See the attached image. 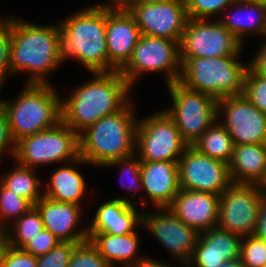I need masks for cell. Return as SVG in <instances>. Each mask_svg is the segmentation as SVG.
I'll return each instance as SVG.
<instances>
[{
    "label": "cell",
    "mask_w": 266,
    "mask_h": 267,
    "mask_svg": "<svg viewBox=\"0 0 266 267\" xmlns=\"http://www.w3.org/2000/svg\"><path fill=\"white\" fill-rule=\"evenodd\" d=\"M125 267H169V265L158 262L157 260L154 261L152 259L145 258L143 261L137 262L135 264H131Z\"/></svg>",
    "instance_id": "ee69618b"
},
{
    "label": "cell",
    "mask_w": 266,
    "mask_h": 267,
    "mask_svg": "<svg viewBox=\"0 0 266 267\" xmlns=\"http://www.w3.org/2000/svg\"><path fill=\"white\" fill-rule=\"evenodd\" d=\"M253 1L258 2L263 6H266V0H253Z\"/></svg>",
    "instance_id": "681fc988"
},
{
    "label": "cell",
    "mask_w": 266,
    "mask_h": 267,
    "mask_svg": "<svg viewBox=\"0 0 266 267\" xmlns=\"http://www.w3.org/2000/svg\"><path fill=\"white\" fill-rule=\"evenodd\" d=\"M245 238L247 241L241 242L240 263L244 267H263L266 264V241L255 235Z\"/></svg>",
    "instance_id": "836d02e7"
},
{
    "label": "cell",
    "mask_w": 266,
    "mask_h": 267,
    "mask_svg": "<svg viewBox=\"0 0 266 267\" xmlns=\"http://www.w3.org/2000/svg\"><path fill=\"white\" fill-rule=\"evenodd\" d=\"M11 18L0 19V88L4 76L10 72Z\"/></svg>",
    "instance_id": "d590c367"
},
{
    "label": "cell",
    "mask_w": 266,
    "mask_h": 267,
    "mask_svg": "<svg viewBox=\"0 0 266 267\" xmlns=\"http://www.w3.org/2000/svg\"><path fill=\"white\" fill-rule=\"evenodd\" d=\"M134 17L141 35L163 37L180 43L188 20L185 0L119 5Z\"/></svg>",
    "instance_id": "4fadbf2b"
},
{
    "label": "cell",
    "mask_w": 266,
    "mask_h": 267,
    "mask_svg": "<svg viewBox=\"0 0 266 267\" xmlns=\"http://www.w3.org/2000/svg\"><path fill=\"white\" fill-rule=\"evenodd\" d=\"M147 71H164L167 85L178 82L181 75L179 42L141 35L130 60L119 72L132 87L138 74Z\"/></svg>",
    "instance_id": "9c48e42d"
},
{
    "label": "cell",
    "mask_w": 266,
    "mask_h": 267,
    "mask_svg": "<svg viewBox=\"0 0 266 267\" xmlns=\"http://www.w3.org/2000/svg\"><path fill=\"white\" fill-rule=\"evenodd\" d=\"M254 235L266 241V193H263Z\"/></svg>",
    "instance_id": "60d3db41"
},
{
    "label": "cell",
    "mask_w": 266,
    "mask_h": 267,
    "mask_svg": "<svg viewBox=\"0 0 266 267\" xmlns=\"http://www.w3.org/2000/svg\"><path fill=\"white\" fill-rule=\"evenodd\" d=\"M249 64L258 75L266 77V44L260 48V51Z\"/></svg>",
    "instance_id": "b9f144b4"
},
{
    "label": "cell",
    "mask_w": 266,
    "mask_h": 267,
    "mask_svg": "<svg viewBox=\"0 0 266 267\" xmlns=\"http://www.w3.org/2000/svg\"><path fill=\"white\" fill-rule=\"evenodd\" d=\"M188 146L165 111L137 122L136 149L141 161L178 162Z\"/></svg>",
    "instance_id": "30bf717a"
},
{
    "label": "cell",
    "mask_w": 266,
    "mask_h": 267,
    "mask_svg": "<svg viewBox=\"0 0 266 267\" xmlns=\"http://www.w3.org/2000/svg\"><path fill=\"white\" fill-rule=\"evenodd\" d=\"M135 156L132 155L130 157L127 158H123V159H118V160H114L111 161L107 164H105L104 166H116V165H125V168H123L122 174L124 175V173L127 176V173H131L130 175H132V179L131 182L128 186L129 189H132L133 186H138L136 190L142 189V180H141V174H140V169H141V160H139V157L137 160H134ZM122 175V176H123ZM123 187H127L126 185H123ZM134 188V187H133Z\"/></svg>",
    "instance_id": "f35d334b"
},
{
    "label": "cell",
    "mask_w": 266,
    "mask_h": 267,
    "mask_svg": "<svg viewBox=\"0 0 266 267\" xmlns=\"http://www.w3.org/2000/svg\"><path fill=\"white\" fill-rule=\"evenodd\" d=\"M243 95L266 113V77L258 75L250 66L244 76Z\"/></svg>",
    "instance_id": "f546056e"
},
{
    "label": "cell",
    "mask_w": 266,
    "mask_h": 267,
    "mask_svg": "<svg viewBox=\"0 0 266 267\" xmlns=\"http://www.w3.org/2000/svg\"><path fill=\"white\" fill-rule=\"evenodd\" d=\"M33 205L26 199L18 196L13 191L8 190L0 183V219L8 217L13 219L20 218L27 213ZM15 217V218H14Z\"/></svg>",
    "instance_id": "1f68e13d"
},
{
    "label": "cell",
    "mask_w": 266,
    "mask_h": 267,
    "mask_svg": "<svg viewBox=\"0 0 266 267\" xmlns=\"http://www.w3.org/2000/svg\"><path fill=\"white\" fill-rule=\"evenodd\" d=\"M188 18L179 48L180 58L238 56L242 43L219 21Z\"/></svg>",
    "instance_id": "7c38bea8"
},
{
    "label": "cell",
    "mask_w": 266,
    "mask_h": 267,
    "mask_svg": "<svg viewBox=\"0 0 266 267\" xmlns=\"http://www.w3.org/2000/svg\"><path fill=\"white\" fill-rule=\"evenodd\" d=\"M238 5L239 7H236L237 9L243 10L244 13L248 11L247 16H244L239 12L236 13V15L229 13L225 16V19L221 21L219 20V22L241 43H243L242 38L246 36L245 34L257 33L258 35L262 34L266 37V6H263L253 0H237V6ZM253 12L255 14L257 13L256 15L258 16L252 17L251 13Z\"/></svg>",
    "instance_id": "484cf974"
},
{
    "label": "cell",
    "mask_w": 266,
    "mask_h": 267,
    "mask_svg": "<svg viewBox=\"0 0 266 267\" xmlns=\"http://www.w3.org/2000/svg\"><path fill=\"white\" fill-rule=\"evenodd\" d=\"M244 237L218 226L200 233L193 255L186 265L195 261L197 267H218L226 261H240L241 242Z\"/></svg>",
    "instance_id": "d6986e66"
},
{
    "label": "cell",
    "mask_w": 266,
    "mask_h": 267,
    "mask_svg": "<svg viewBox=\"0 0 266 267\" xmlns=\"http://www.w3.org/2000/svg\"><path fill=\"white\" fill-rule=\"evenodd\" d=\"M14 159L30 168L62 160L88 164L80 157L79 134L63 121L52 128L17 141Z\"/></svg>",
    "instance_id": "52a82bcc"
},
{
    "label": "cell",
    "mask_w": 266,
    "mask_h": 267,
    "mask_svg": "<svg viewBox=\"0 0 266 267\" xmlns=\"http://www.w3.org/2000/svg\"><path fill=\"white\" fill-rule=\"evenodd\" d=\"M0 267H37V257L23 249L8 245L0 261Z\"/></svg>",
    "instance_id": "74e56055"
},
{
    "label": "cell",
    "mask_w": 266,
    "mask_h": 267,
    "mask_svg": "<svg viewBox=\"0 0 266 267\" xmlns=\"http://www.w3.org/2000/svg\"><path fill=\"white\" fill-rule=\"evenodd\" d=\"M160 210L158 214H142V225L185 266L193 255L200 233L184 224L169 208Z\"/></svg>",
    "instance_id": "2e32d148"
},
{
    "label": "cell",
    "mask_w": 266,
    "mask_h": 267,
    "mask_svg": "<svg viewBox=\"0 0 266 267\" xmlns=\"http://www.w3.org/2000/svg\"><path fill=\"white\" fill-rule=\"evenodd\" d=\"M263 191L256 184L232 183L219 200V228L241 237L254 235Z\"/></svg>",
    "instance_id": "8fae6325"
},
{
    "label": "cell",
    "mask_w": 266,
    "mask_h": 267,
    "mask_svg": "<svg viewBox=\"0 0 266 267\" xmlns=\"http://www.w3.org/2000/svg\"><path fill=\"white\" fill-rule=\"evenodd\" d=\"M34 207L41 215L44 228L61 242L81 243L89 239L87 228L79 232L74 230L81 217L80 205L43 196Z\"/></svg>",
    "instance_id": "ffe728a7"
},
{
    "label": "cell",
    "mask_w": 266,
    "mask_h": 267,
    "mask_svg": "<svg viewBox=\"0 0 266 267\" xmlns=\"http://www.w3.org/2000/svg\"><path fill=\"white\" fill-rule=\"evenodd\" d=\"M140 37V29L128 10L106 5L108 72L120 71L128 63Z\"/></svg>",
    "instance_id": "e0dca14e"
},
{
    "label": "cell",
    "mask_w": 266,
    "mask_h": 267,
    "mask_svg": "<svg viewBox=\"0 0 266 267\" xmlns=\"http://www.w3.org/2000/svg\"><path fill=\"white\" fill-rule=\"evenodd\" d=\"M89 240L96 247L99 254L111 266L118 261L128 266L143 261L145 258L136 259V252L140 241L137 232L125 235H112L109 233H88ZM114 264V265H113Z\"/></svg>",
    "instance_id": "cb8c5ba5"
},
{
    "label": "cell",
    "mask_w": 266,
    "mask_h": 267,
    "mask_svg": "<svg viewBox=\"0 0 266 267\" xmlns=\"http://www.w3.org/2000/svg\"><path fill=\"white\" fill-rule=\"evenodd\" d=\"M131 103L88 126L79 134L80 157L88 164H105L136 154L137 121Z\"/></svg>",
    "instance_id": "3957f363"
},
{
    "label": "cell",
    "mask_w": 266,
    "mask_h": 267,
    "mask_svg": "<svg viewBox=\"0 0 266 267\" xmlns=\"http://www.w3.org/2000/svg\"><path fill=\"white\" fill-rule=\"evenodd\" d=\"M6 149L7 151L10 150L9 152H11L14 157L15 142L10 132L7 113L0 104V157L2 154H5L4 152L6 151Z\"/></svg>",
    "instance_id": "ab89813d"
},
{
    "label": "cell",
    "mask_w": 266,
    "mask_h": 267,
    "mask_svg": "<svg viewBox=\"0 0 266 267\" xmlns=\"http://www.w3.org/2000/svg\"><path fill=\"white\" fill-rule=\"evenodd\" d=\"M68 267H111L88 239L78 243L71 254Z\"/></svg>",
    "instance_id": "d6a6232c"
},
{
    "label": "cell",
    "mask_w": 266,
    "mask_h": 267,
    "mask_svg": "<svg viewBox=\"0 0 266 267\" xmlns=\"http://www.w3.org/2000/svg\"><path fill=\"white\" fill-rule=\"evenodd\" d=\"M60 240L56 238L50 231L43 228L22 248L25 252L36 257L44 255L52 250Z\"/></svg>",
    "instance_id": "8d00e7d4"
},
{
    "label": "cell",
    "mask_w": 266,
    "mask_h": 267,
    "mask_svg": "<svg viewBox=\"0 0 266 267\" xmlns=\"http://www.w3.org/2000/svg\"><path fill=\"white\" fill-rule=\"evenodd\" d=\"M171 0H124L120 5H137L142 3H159Z\"/></svg>",
    "instance_id": "f6af8a7d"
},
{
    "label": "cell",
    "mask_w": 266,
    "mask_h": 267,
    "mask_svg": "<svg viewBox=\"0 0 266 267\" xmlns=\"http://www.w3.org/2000/svg\"><path fill=\"white\" fill-rule=\"evenodd\" d=\"M218 116L224 112L221 125L231 136L234 145L266 144V113L260 111L243 94L218 99Z\"/></svg>",
    "instance_id": "9a60e30c"
},
{
    "label": "cell",
    "mask_w": 266,
    "mask_h": 267,
    "mask_svg": "<svg viewBox=\"0 0 266 267\" xmlns=\"http://www.w3.org/2000/svg\"><path fill=\"white\" fill-rule=\"evenodd\" d=\"M39 180L33 168L18 163L17 167L10 171L0 183L34 206L43 197Z\"/></svg>",
    "instance_id": "83f0119b"
},
{
    "label": "cell",
    "mask_w": 266,
    "mask_h": 267,
    "mask_svg": "<svg viewBox=\"0 0 266 267\" xmlns=\"http://www.w3.org/2000/svg\"><path fill=\"white\" fill-rule=\"evenodd\" d=\"M219 200L214 193L180 189L168 208L184 224L202 233L217 226Z\"/></svg>",
    "instance_id": "ac0fdd59"
},
{
    "label": "cell",
    "mask_w": 266,
    "mask_h": 267,
    "mask_svg": "<svg viewBox=\"0 0 266 267\" xmlns=\"http://www.w3.org/2000/svg\"><path fill=\"white\" fill-rule=\"evenodd\" d=\"M60 25L39 26L11 19L10 73H31L28 84H49L46 80L62 60Z\"/></svg>",
    "instance_id": "7a4b0ae2"
},
{
    "label": "cell",
    "mask_w": 266,
    "mask_h": 267,
    "mask_svg": "<svg viewBox=\"0 0 266 267\" xmlns=\"http://www.w3.org/2000/svg\"><path fill=\"white\" fill-rule=\"evenodd\" d=\"M59 25L63 61L74 57L91 73L108 72L105 4L88 6Z\"/></svg>",
    "instance_id": "277c9868"
},
{
    "label": "cell",
    "mask_w": 266,
    "mask_h": 267,
    "mask_svg": "<svg viewBox=\"0 0 266 267\" xmlns=\"http://www.w3.org/2000/svg\"><path fill=\"white\" fill-rule=\"evenodd\" d=\"M77 244L60 241L48 253L37 257V267H68L71 254Z\"/></svg>",
    "instance_id": "e575fe53"
},
{
    "label": "cell",
    "mask_w": 266,
    "mask_h": 267,
    "mask_svg": "<svg viewBox=\"0 0 266 267\" xmlns=\"http://www.w3.org/2000/svg\"><path fill=\"white\" fill-rule=\"evenodd\" d=\"M186 12L191 19H209L226 8L237 5V0H185Z\"/></svg>",
    "instance_id": "4dcf8cb0"
},
{
    "label": "cell",
    "mask_w": 266,
    "mask_h": 267,
    "mask_svg": "<svg viewBox=\"0 0 266 267\" xmlns=\"http://www.w3.org/2000/svg\"><path fill=\"white\" fill-rule=\"evenodd\" d=\"M14 221L15 238L8 228V245L17 249H22L32 237H35L44 228L41 215L34 206Z\"/></svg>",
    "instance_id": "f1b7e54d"
},
{
    "label": "cell",
    "mask_w": 266,
    "mask_h": 267,
    "mask_svg": "<svg viewBox=\"0 0 266 267\" xmlns=\"http://www.w3.org/2000/svg\"><path fill=\"white\" fill-rule=\"evenodd\" d=\"M50 179V186L46 187L43 196L58 202L80 204L86 184L83 175L75 167L62 166L51 174Z\"/></svg>",
    "instance_id": "d4e9b609"
},
{
    "label": "cell",
    "mask_w": 266,
    "mask_h": 267,
    "mask_svg": "<svg viewBox=\"0 0 266 267\" xmlns=\"http://www.w3.org/2000/svg\"><path fill=\"white\" fill-rule=\"evenodd\" d=\"M142 189L159 208H168L180 190L178 162L141 161Z\"/></svg>",
    "instance_id": "44dd1931"
},
{
    "label": "cell",
    "mask_w": 266,
    "mask_h": 267,
    "mask_svg": "<svg viewBox=\"0 0 266 267\" xmlns=\"http://www.w3.org/2000/svg\"><path fill=\"white\" fill-rule=\"evenodd\" d=\"M56 93L49 84H27L15 101L0 100L15 143L62 121V99Z\"/></svg>",
    "instance_id": "5b68a950"
},
{
    "label": "cell",
    "mask_w": 266,
    "mask_h": 267,
    "mask_svg": "<svg viewBox=\"0 0 266 267\" xmlns=\"http://www.w3.org/2000/svg\"><path fill=\"white\" fill-rule=\"evenodd\" d=\"M173 106L165 112L173 119L183 140L192 146L218 118L213 96L187 89L179 82L168 84Z\"/></svg>",
    "instance_id": "ba28073f"
},
{
    "label": "cell",
    "mask_w": 266,
    "mask_h": 267,
    "mask_svg": "<svg viewBox=\"0 0 266 267\" xmlns=\"http://www.w3.org/2000/svg\"><path fill=\"white\" fill-rule=\"evenodd\" d=\"M236 57L180 58L178 82L189 90L209 94L217 100L242 95L249 65H242Z\"/></svg>",
    "instance_id": "8992f818"
},
{
    "label": "cell",
    "mask_w": 266,
    "mask_h": 267,
    "mask_svg": "<svg viewBox=\"0 0 266 267\" xmlns=\"http://www.w3.org/2000/svg\"><path fill=\"white\" fill-rule=\"evenodd\" d=\"M229 173L232 183L260 185L266 177V144L234 145Z\"/></svg>",
    "instance_id": "603a6c76"
},
{
    "label": "cell",
    "mask_w": 266,
    "mask_h": 267,
    "mask_svg": "<svg viewBox=\"0 0 266 267\" xmlns=\"http://www.w3.org/2000/svg\"><path fill=\"white\" fill-rule=\"evenodd\" d=\"M92 74L95 78L61 101L62 121L78 134L131 102L132 87L119 71Z\"/></svg>",
    "instance_id": "6da1fadb"
},
{
    "label": "cell",
    "mask_w": 266,
    "mask_h": 267,
    "mask_svg": "<svg viewBox=\"0 0 266 267\" xmlns=\"http://www.w3.org/2000/svg\"><path fill=\"white\" fill-rule=\"evenodd\" d=\"M127 198H115L100 205L88 233L125 235L134 233L136 224L142 223V214Z\"/></svg>",
    "instance_id": "7402d4cb"
},
{
    "label": "cell",
    "mask_w": 266,
    "mask_h": 267,
    "mask_svg": "<svg viewBox=\"0 0 266 267\" xmlns=\"http://www.w3.org/2000/svg\"><path fill=\"white\" fill-rule=\"evenodd\" d=\"M192 146L200 153L226 164L233 157L234 143L220 122L209 127Z\"/></svg>",
    "instance_id": "4316f807"
},
{
    "label": "cell",
    "mask_w": 266,
    "mask_h": 267,
    "mask_svg": "<svg viewBox=\"0 0 266 267\" xmlns=\"http://www.w3.org/2000/svg\"><path fill=\"white\" fill-rule=\"evenodd\" d=\"M180 189L221 195L231 184L229 164L188 146L178 161Z\"/></svg>",
    "instance_id": "5bb4252c"
},
{
    "label": "cell",
    "mask_w": 266,
    "mask_h": 267,
    "mask_svg": "<svg viewBox=\"0 0 266 267\" xmlns=\"http://www.w3.org/2000/svg\"><path fill=\"white\" fill-rule=\"evenodd\" d=\"M228 267H244L240 261H233Z\"/></svg>",
    "instance_id": "bcb514c9"
},
{
    "label": "cell",
    "mask_w": 266,
    "mask_h": 267,
    "mask_svg": "<svg viewBox=\"0 0 266 267\" xmlns=\"http://www.w3.org/2000/svg\"><path fill=\"white\" fill-rule=\"evenodd\" d=\"M232 262L231 261H226L224 263H222L220 266L218 267H228Z\"/></svg>",
    "instance_id": "c3c4849f"
},
{
    "label": "cell",
    "mask_w": 266,
    "mask_h": 267,
    "mask_svg": "<svg viewBox=\"0 0 266 267\" xmlns=\"http://www.w3.org/2000/svg\"><path fill=\"white\" fill-rule=\"evenodd\" d=\"M0 261L2 259L3 253L5 251V248L8 246V232H7V225L5 221H0ZM3 222V223H2Z\"/></svg>",
    "instance_id": "7bdbcfd3"
},
{
    "label": "cell",
    "mask_w": 266,
    "mask_h": 267,
    "mask_svg": "<svg viewBox=\"0 0 266 267\" xmlns=\"http://www.w3.org/2000/svg\"><path fill=\"white\" fill-rule=\"evenodd\" d=\"M124 0H111V3L109 2V5L111 6L114 4V6H119Z\"/></svg>",
    "instance_id": "7dc6e473"
}]
</instances>
